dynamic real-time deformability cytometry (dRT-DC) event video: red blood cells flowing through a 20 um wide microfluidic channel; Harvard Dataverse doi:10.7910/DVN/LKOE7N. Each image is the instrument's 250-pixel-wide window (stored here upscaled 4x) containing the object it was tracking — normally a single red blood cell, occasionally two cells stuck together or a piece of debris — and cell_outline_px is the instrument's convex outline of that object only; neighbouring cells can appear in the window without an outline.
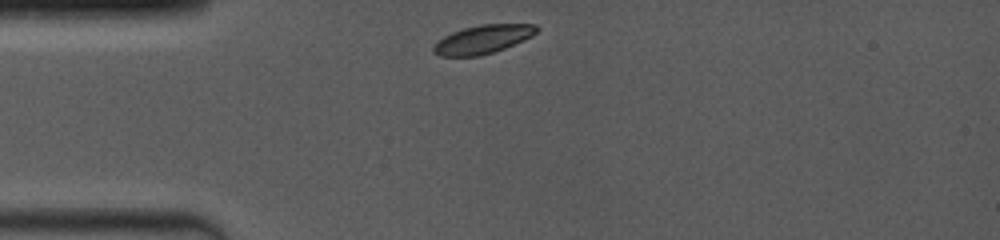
{"species": "common noctule bat (a hibernating species)", "species_latin": "Nyctalus noctula", "temperature_condition": "room temperature", "stored_images_in_passage": 44, "camera_frame_rate_fps": 4000, "um_per_image_px": 0.085, "animal": {"sex": "female", "body_mass_g": 19.0, "forearm_length_mm": 53.3}, "frame": {"image": 1, "passage_image": 1, "time_ms": 0.0, "image_size_px": [1000, 240], "cell_outline_px": [[540, 28], [532, 36], [524, 40], [504, 48], [480, 56], [440, 56], [432, 52], [432, 48], [444, 36], [452, 32], [464, 28], [480, 24], [536, 24]], "centroid_in_image_um": [41.05, 3.34], "position_along_channel_um": 43.9, "area_um2": 17.05}}
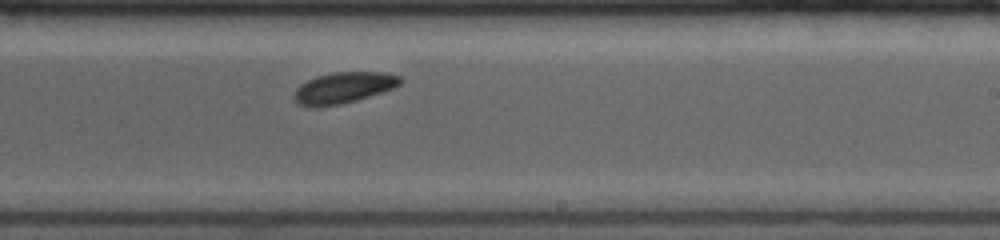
{"frame": {"image": 2, "passage_image": 25, "time_ms": 6.0, "image_size_px": [1000, 240], "cell_outline_px": [[404, 80], [400, 84], [392, 88], [356, 100], [340, 104], [316, 108], [300, 104], [292, 96], [296, 88], [300, 84], [316, 76], [332, 72], [380, 72], [400, 76]], "centroid_in_image_um": [29.17, 7.45], "position_along_channel_um": 259.8, "area_um2": 19.13}}
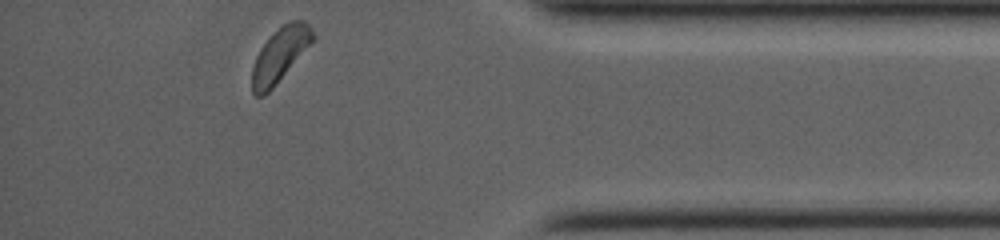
{"frame": {"image": 3, "passage_image": 44, "time_ms": 10.25, "image_size_px": [1000, 240], "cell_outline_px": [[316, 36], [272, 88], [264, 96], [256, 96], [252, 92], [252, 68], [256, 56], [260, 48], [272, 32], [288, 20], [304, 20], [308, 24]], "centroid_in_image_um": [23.76, 4.62], "position_along_channel_um": 411.4, "area_um2": 18.84}, "authors_computed_cell_mechanics": {"area_um2": 18.8428, "velocity_mm_per_s": 3.9538, "shape_relaxation_time_tau1_ms": 0.7562, "shape_relaxation_time_tau2_ms": 6.1263, "deformation_change_tau1": 0.047, "deformation_change_tau2": 0.0653}}